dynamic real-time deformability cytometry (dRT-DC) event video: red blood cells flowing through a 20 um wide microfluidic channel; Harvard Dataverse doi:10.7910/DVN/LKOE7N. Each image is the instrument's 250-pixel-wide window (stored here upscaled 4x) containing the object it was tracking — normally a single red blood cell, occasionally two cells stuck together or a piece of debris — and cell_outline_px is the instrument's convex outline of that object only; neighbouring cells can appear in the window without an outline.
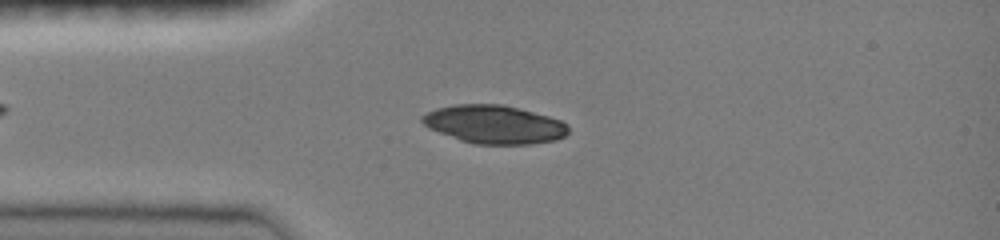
{"species": "common noctule bat (a hibernating species)", "species_latin": "Nyctalus noctula", "temperature_condition": "room temperature", "stored_images_in_passage": 36, "camera_frame_rate_fps": 3000, "um_per_image_px": 0.085, "animal": {"sex": "female", "body_mass_g": 19.0, "forearm_length_mm": 51.5}, "frame": {"image": 1, "passage_image": 1, "time_ms": 0.0, "image_size_px": [1000, 240], "cell_outline_px": [[568, 132], [564, 136], [556, 140], [532, 144], [472, 144], [460, 140], [428, 128], [420, 120], [420, 116], [436, 108], [456, 104], [504, 104], [520, 108], [548, 116], [560, 120], [568, 124]], "centroid_in_image_um": [42.0, 10.57], "position_along_channel_um": 43.0, "area_um2": 32.83}}